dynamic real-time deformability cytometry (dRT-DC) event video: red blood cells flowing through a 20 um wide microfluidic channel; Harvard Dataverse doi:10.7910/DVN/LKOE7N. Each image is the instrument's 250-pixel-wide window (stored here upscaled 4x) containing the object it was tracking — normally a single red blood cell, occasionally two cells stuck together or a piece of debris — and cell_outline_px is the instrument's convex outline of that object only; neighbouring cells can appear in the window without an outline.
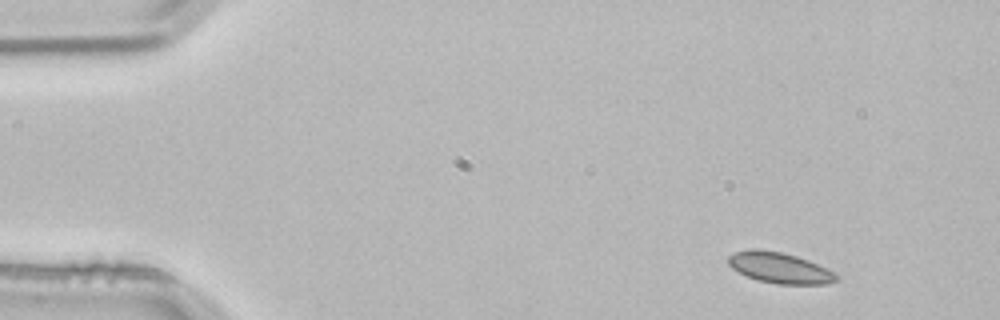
{"species": "common noctule bat (a hibernating species)", "species_latin": "Nyctalus noctula", "temperature_condition": "room temperature", "stored_images_in_passage": 3, "camera_frame_rate_fps": 3000, "um_per_image_px": 0.085, "animal": {"sex": "male", "body_mass_g": 21.5, "forearm_length_mm": 52.0}, "frame": {"image": 1, "passage_image": 1, "time_ms": 0.0, "image_size_px": [1000, 320], "cell_outline_px": [[840, 280], [828, 284], [776, 284], [760, 280], [748, 276], [732, 268], [728, 264], [728, 256], [736, 252], [752, 248], [756, 248], [784, 252], [808, 260], [836, 272], [840, 276]], "centroid_in_image_um": [66.33, 22.76], "position_along_channel_um": 18.7, "area_um2": 19.54}}
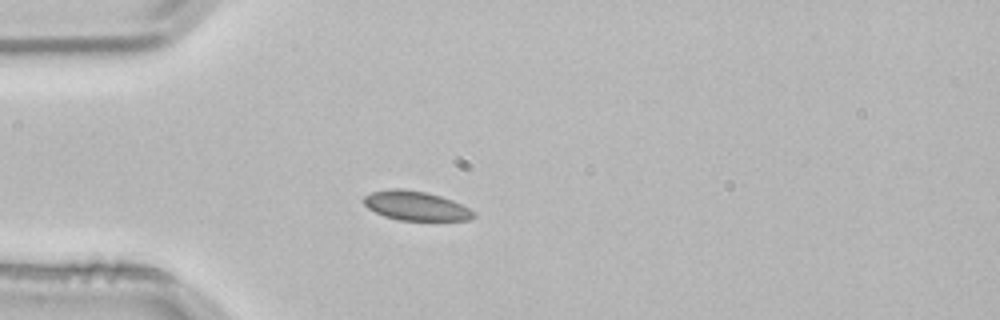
{"frame": {"image": 2, "passage_image": 3, "time_ms": 0.667, "image_size_px": [1000, 320], "cell_outline_px": [[476, 216], [468, 220], [400, 220], [384, 216], [368, 208], [364, 204], [364, 196], [372, 192], [392, 188], [396, 188], [428, 192], [452, 200], [476, 212]], "centroid_in_image_um": [35.35, 17.49], "position_along_channel_um": 49.6, "area_um2": 18.61}}